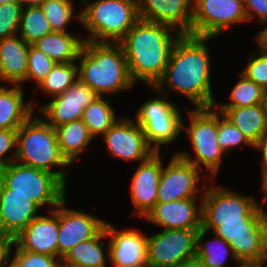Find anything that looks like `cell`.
I'll return each mask as SVG.
<instances>
[{
  "mask_svg": "<svg viewBox=\"0 0 267 267\" xmlns=\"http://www.w3.org/2000/svg\"><path fill=\"white\" fill-rule=\"evenodd\" d=\"M140 20L172 27L180 34H191L193 0H137Z\"/></svg>",
  "mask_w": 267,
  "mask_h": 267,
  "instance_id": "obj_18",
  "label": "cell"
},
{
  "mask_svg": "<svg viewBox=\"0 0 267 267\" xmlns=\"http://www.w3.org/2000/svg\"><path fill=\"white\" fill-rule=\"evenodd\" d=\"M104 239H108L105 228L95 237L73 247L63 260L80 267H106V260H109V241L106 246ZM105 247L107 251L104 250Z\"/></svg>",
  "mask_w": 267,
  "mask_h": 267,
  "instance_id": "obj_27",
  "label": "cell"
},
{
  "mask_svg": "<svg viewBox=\"0 0 267 267\" xmlns=\"http://www.w3.org/2000/svg\"><path fill=\"white\" fill-rule=\"evenodd\" d=\"M84 41L119 43L140 20L137 0H79Z\"/></svg>",
  "mask_w": 267,
  "mask_h": 267,
  "instance_id": "obj_6",
  "label": "cell"
},
{
  "mask_svg": "<svg viewBox=\"0 0 267 267\" xmlns=\"http://www.w3.org/2000/svg\"><path fill=\"white\" fill-rule=\"evenodd\" d=\"M77 79V62L56 63L37 88L51 98L63 94Z\"/></svg>",
  "mask_w": 267,
  "mask_h": 267,
  "instance_id": "obj_30",
  "label": "cell"
},
{
  "mask_svg": "<svg viewBox=\"0 0 267 267\" xmlns=\"http://www.w3.org/2000/svg\"><path fill=\"white\" fill-rule=\"evenodd\" d=\"M34 114L17 129L15 161L48 171L67 186L68 171L65 168L71 165L61 154L55 128Z\"/></svg>",
  "mask_w": 267,
  "mask_h": 267,
  "instance_id": "obj_5",
  "label": "cell"
},
{
  "mask_svg": "<svg viewBox=\"0 0 267 267\" xmlns=\"http://www.w3.org/2000/svg\"><path fill=\"white\" fill-rule=\"evenodd\" d=\"M45 0H18L23 8L41 6Z\"/></svg>",
  "mask_w": 267,
  "mask_h": 267,
  "instance_id": "obj_45",
  "label": "cell"
},
{
  "mask_svg": "<svg viewBox=\"0 0 267 267\" xmlns=\"http://www.w3.org/2000/svg\"><path fill=\"white\" fill-rule=\"evenodd\" d=\"M77 61L78 78L99 96L113 97L135 85L120 43L84 41Z\"/></svg>",
  "mask_w": 267,
  "mask_h": 267,
  "instance_id": "obj_4",
  "label": "cell"
},
{
  "mask_svg": "<svg viewBox=\"0 0 267 267\" xmlns=\"http://www.w3.org/2000/svg\"><path fill=\"white\" fill-rule=\"evenodd\" d=\"M40 211L41 208L28 196L9 194V189L4 186L0 194V232L17 236L41 214Z\"/></svg>",
  "mask_w": 267,
  "mask_h": 267,
  "instance_id": "obj_21",
  "label": "cell"
},
{
  "mask_svg": "<svg viewBox=\"0 0 267 267\" xmlns=\"http://www.w3.org/2000/svg\"><path fill=\"white\" fill-rule=\"evenodd\" d=\"M17 144V130H1L0 129V167H6L15 161ZM15 147V150L13 149ZM13 149V151H12ZM12 154L8 155V152ZM8 155V156H6Z\"/></svg>",
  "mask_w": 267,
  "mask_h": 267,
  "instance_id": "obj_39",
  "label": "cell"
},
{
  "mask_svg": "<svg viewBox=\"0 0 267 267\" xmlns=\"http://www.w3.org/2000/svg\"><path fill=\"white\" fill-rule=\"evenodd\" d=\"M67 197L59 204L58 258L65 255L77 244L95 237L106 221L88 212L66 207Z\"/></svg>",
  "mask_w": 267,
  "mask_h": 267,
  "instance_id": "obj_14",
  "label": "cell"
},
{
  "mask_svg": "<svg viewBox=\"0 0 267 267\" xmlns=\"http://www.w3.org/2000/svg\"><path fill=\"white\" fill-rule=\"evenodd\" d=\"M52 31L40 6L22 8L17 34L28 44H33Z\"/></svg>",
  "mask_w": 267,
  "mask_h": 267,
  "instance_id": "obj_31",
  "label": "cell"
},
{
  "mask_svg": "<svg viewBox=\"0 0 267 267\" xmlns=\"http://www.w3.org/2000/svg\"><path fill=\"white\" fill-rule=\"evenodd\" d=\"M110 98L98 96L83 111L82 121L87 126L90 134L96 138L104 135L120 117L116 113Z\"/></svg>",
  "mask_w": 267,
  "mask_h": 267,
  "instance_id": "obj_29",
  "label": "cell"
},
{
  "mask_svg": "<svg viewBox=\"0 0 267 267\" xmlns=\"http://www.w3.org/2000/svg\"><path fill=\"white\" fill-rule=\"evenodd\" d=\"M74 0H45L41 4L44 15L50 22L52 31L69 32L67 26L71 25L72 20L80 23V13L74 12Z\"/></svg>",
  "mask_w": 267,
  "mask_h": 267,
  "instance_id": "obj_33",
  "label": "cell"
},
{
  "mask_svg": "<svg viewBox=\"0 0 267 267\" xmlns=\"http://www.w3.org/2000/svg\"><path fill=\"white\" fill-rule=\"evenodd\" d=\"M180 35L170 26L139 20L119 42L132 81L154 87L163 77L172 48Z\"/></svg>",
  "mask_w": 267,
  "mask_h": 267,
  "instance_id": "obj_3",
  "label": "cell"
},
{
  "mask_svg": "<svg viewBox=\"0 0 267 267\" xmlns=\"http://www.w3.org/2000/svg\"><path fill=\"white\" fill-rule=\"evenodd\" d=\"M254 146L267 133V116L260 104L246 107H215Z\"/></svg>",
  "mask_w": 267,
  "mask_h": 267,
  "instance_id": "obj_24",
  "label": "cell"
},
{
  "mask_svg": "<svg viewBox=\"0 0 267 267\" xmlns=\"http://www.w3.org/2000/svg\"><path fill=\"white\" fill-rule=\"evenodd\" d=\"M160 152H154L146 160L139 162L134 171L130 186L131 202L135 206V214L144 218L157 204V193L163 160Z\"/></svg>",
  "mask_w": 267,
  "mask_h": 267,
  "instance_id": "obj_17",
  "label": "cell"
},
{
  "mask_svg": "<svg viewBox=\"0 0 267 267\" xmlns=\"http://www.w3.org/2000/svg\"><path fill=\"white\" fill-rule=\"evenodd\" d=\"M261 191L263 198L261 202L265 205L267 203V171L261 176Z\"/></svg>",
  "mask_w": 267,
  "mask_h": 267,
  "instance_id": "obj_44",
  "label": "cell"
},
{
  "mask_svg": "<svg viewBox=\"0 0 267 267\" xmlns=\"http://www.w3.org/2000/svg\"><path fill=\"white\" fill-rule=\"evenodd\" d=\"M142 267H152V266L149 265V264H146V265H144V266H142Z\"/></svg>",
  "mask_w": 267,
  "mask_h": 267,
  "instance_id": "obj_53",
  "label": "cell"
},
{
  "mask_svg": "<svg viewBox=\"0 0 267 267\" xmlns=\"http://www.w3.org/2000/svg\"><path fill=\"white\" fill-rule=\"evenodd\" d=\"M99 95L79 78L63 94L53 96L37 108L51 126L58 127L82 119L84 109Z\"/></svg>",
  "mask_w": 267,
  "mask_h": 267,
  "instance_id": "obj_15",
  "label": "cell"
},
{
  "mask_svg": "<svg viewBox=\"0 0 267 267\" xmlns=\"http://www.w3.org/2000/svg\"><path fill=\"white\" fill-rule=\"evenodd\" d=\"M4 172H5V167H0V194L4 187Z\"/></svg>",
  "mask_w": 267,
  "mask_h": 267,
  "instance_id": "obj_50",
  "label": "cell"
},
{
  "mask_svg": "<svg viewBox=\"0 0 267 267\" xmlns=\"http://www.w3.org/2000/svg\"><path fill=\"white\" fill-rule=\"evenodd\" d=\"M259 51L263 52L267 56V50H259Z\"/></svg>",
  "mask_w": 267,
  "mask_h": 267,
  "instance_id": "obj_52",
  "label": "cell"
},
{
  "mask_svg": "<svg viewBox=\"0 0 267 267\" xmlns=\"http://www.w3.org/2000/svg\"><path fill=\"white\" fill-rule=\"evenodd\" d=\"M201 195L202 228L228 242L238 261L264 262L267 211L263 204L222 185L206 184Z\"/></svg>",
  "mask_w": 267,
  "mask_h": 267,
  "instance_id": "obj_1",
  "label": "cell"
},
{
  "mask_svg": "<svg viewBox=\"0 0 267 267\" xmlns=\"http://www.w3.org/2000/svg\"><path fill=\"white\" fill-rule=\"evenodd\" d=\"M103 140L108 154L115 159L142 162L155 152L148 145L141 126L125 116L103 135Z\"/></svg>",
  "mask_w": 267,
  "mask_h": 267,
  "instance_id": "obj_13",
  "label": "cell"
},
{
  "mask_svg": "<svg viewBox=\"0 0 267 267\" xmlns=\"http://www.w3.org/2000/svg\"><path fill=\"white\" fill-rule=\"evenodd\" d=\"M261 105L267 116V89H264Z\"/></svg>",
  "mask_w": 267,
  "mask_h": 267,
  "instance_id": "obj_47",
  "label": "cell"
},
{
  "mask_svg": "<svg viewBox=\"0 0 267 267\" xmlns=\"http://www.w3.org/2000/svg\"><path fill=\"white\" fill-rule=\"evenodd\" d=\"M266 25L267 19L260 22V25ZM254 41L257 44V50H267V26L259 31L256 36L254 35Z\"/></svg>",
  "mask_w": 267,
  "mask_h": 267,
  "instance_id": "obj_43",
  "label": "cell"
},
{
  "mask_svg": "<svg viewBox=\"0 0 267 267\" xmlns=\"http://www.w3.org/2000/svg\"><path fill=\"white\" fill-rule=\"evenodd\" d=\"M245 22L244 0H193L191 35L217 38Z\"/></svg>",
  "mask_w": 267,
  "mask_h": 267,
  "instance_id": "obj_11",
  "label": "cell"
},
{
  "mask_svg": "<svg viewBox=\"0 0 267 267\" xmlns=\"http://www.w3.org/2000/svg\"><path fill=\"white\" fill-rule=\"evenodd\" d=\"M254 149L262 153L261 176L267 171V133L253 146Z\"/></svg>",
  "mask_w": 267,
  "mask_h": 267,
  "instance_id": "obj_42",
  "label": "cell"
},
{
  "mask_svg": "<svg viewBox=\"0 0 267 267\" xmlns=\"http://www.w3.org/2000/svg\"><path fill=\"white\" fill-rule=\"evenodd\" d=\"M210 233L208 230L200 228L197 233L196 244V260L204 267H228V259L233 258L235 262L238 260L232 250V247L224 239L213 234L214 237L206 241V235Z\"/></svg>",
  "mask_w": 267,
  "mask_h": 267,
  "instance_id": "obj_28",
  "label": "cell"
},
{
  "mask_svg": "<svg viewBox=\"0 0 267 267\" xmlns=\"http://www.w3.org/2000/svg\"><path fill=\"white\" fill-rule=\"evenodd\" d=\"M48 213L40 214L14 237L19 249L58 257L59 205Z\"/></svg>",
  "mask_w": 267,
  "mask_h": 267,
  "instance_id": "obj_20",
  "label": "cell"
},
{
  "mask_svg": "<svg viewBox=\"0 0 267 267\" xmlns=\"http://www.w3.org/2000/svg\"><path fill=\"white\" fill-rule=\"evenodd\" d=\"M211 39L213 37L181 34L172 48L163 77L149 88L157 95L174 91L195 108L214 107L211 55L207 45Z\"/></svg>",
  "mask_w": 267,
  "mask_h": 267,
  "instance_id": "obj_2",
  "label": "cell"
},
{
  "mask_svg": "<svg viewBox=\"0 0 267 267\" xmlns=\"http://www.w3.org/2000/svg\"><path fill=\"white\" fill-rule=\"evenodd\" d=\"M218 144L225 154L242 144L253 148V145L244 134L224 117L220 111H218Z\"/></svg>",
  "mask_w": 267,
  "mask_h": 267,
  "instance_id": "obj_34",
  "label": "cell"
},
{
  "mask_svg": "<svg viewBox=\"0 0 267 267\" xmlns=\"http://www.w3.org/2000/svg\"><path fill=\"white\" fill-rule=\"evenodd\" d=\"M55 131L61 154L70 165L78 161L94 139L82 119L55 127Z\"/></svg>",
  "mask_w": 267,
  "mask_h": 267,
  "instance_id": "obj_26",
  "label": "cell"
},
{
  "mask_svg": "<svg viewBox=\"0 0 267 267\" xmlns=\"http://www.w3.org/2000/svg\"><path fill=\"white\" fill-rule=\"evenodd\" d=\"M264 263H265V267H267V265H266L267 264V258L265 259Z\"/></svg>",
  "mask_w": 267,
  "mask_h": 267,
  "instance_id": "obj_54",
  "label": "cell"
},
{
  "mask_svg": "<svg viewBox=\"0 0 267 267\" xmlns=\"http://www.w3.org/2000/svg\"><path fill=\"white\" fill-rule=\"evenodd\" d=\"M238 82L234 84L229 94V103L215 102L214 107H246L262 102L264 89L239 72Z\"/></svg>",
  "mask_w": 267,
  "mask_h": 267,
  "instance_id": "obj_32",
  "label": "cell"
},
{
  "mask_svg": "<svg viewBox=\"0 0 267 267\" xmlns=\"http://www.w3.org/2000/svg\"><path fill=\"white\" fill-rule=\"evenodd\" d=\"M23 86L0 85V129L17 130L35 111V99L25 102Z\"/></svg>",
  "mask_w": 267,
  "mask_h": 267,
  "instance_id": "obj_23",
  "label": "cell"
},
{
  "mask_svg": "<svg viewBox=\"0 0 267 267\" xmlns=\"http://www.w3.org/2000/svg\"><path fill=\"white\" fill-rule=\"evenodd\" d=\"M188 114L189 126L182 122V134L185 132L188 136L194 157L187 150L175 154L201 171L205 168L211 180L217 177L225 155L218 144V110L215 107H198L190 109Z\"/></svg>",
  "mask_w": 267,
  "mask_h": 267,
  "instance_id": "obj_7",
  "label": "cell"
},
{
  "mask_svg": "<svg viewBox=\"0 0 267 267\" xmlns=\"http://www.w3.org/2000/svg\"><path fill=\"white\" fill-rule=\"evenodd\" d=\"M14 237L0 232V267H10Z\"/></svg>",
  "mask_w": 267,
  "mask_h": 267,
  "instance_id": "obj_41",
  "label": "cell"
},
{
  "mask_svg": "<svg viewBox=\"0 0 267 267\" xmlns=\"http://www.w3.org/2000/svg\"><path fill=\"white\" fill-rule=\"evenodd\" d=\"M160 97L143 102L134 117L143 129L148 145L155 152H160L162 146L172 145L182 134L183 116L180 109L166 99V95Z\"/></svg>",
  "mask_w": 267,
  "mask_h": 267,
  "instance_id": "obj_9",
  "label": "cell"
},
{
  "mask_svg": "<svg viewBox=\"0 0 267 267\" xmlns=\"http://www.w3.org/2000/svg\"><path fill=\"white\" fill-rule=\"evenodd\" d=\"M199 229H161L147 236V264L152 267H179L196 260Z\"/></svg>",
  "mask_w": 267,
  "mask_h": 267,
  "instance_id": "obj_10",
  "label": "cell"
},
{
  "mask_svg": "<svg viewBox=\"0 0 267 267\" xmlns=\"http://www.w3.org/2000/svg\"><path fill=\"white\" fill-rule=\"evenodd\" d=\"M246 65L241 73L263 89H267V56L259 50L253 52Z\"/></svg>",
  "mask_w": 267,
  "mask_h": 267,
  "instance_id": "obj_38",
  "label": "cell"
},
{
  "mask_svg": "<svg viewBox=\"0 0 267 267\" xmlns=\"http://www.w3.org/2000/svg\"><path fill=\"white\" fill-rule=\"evenodd\" d=\"M4 186L9 194L28 196L40 208L52 211L66 197V185L54 174L13 161L5 167Z\"/></svg>",
  "mask_w": 267,
  "mask_h": 267,
  "instance_id": "obj_8",
  "label": "cell"
},
{
  "mask_svg": "<svg viewBox=\"0 0 267 267\" xmlns=\"http://www.w3.org/2000/svg\"><path fill=\"white\" fill-rule=\"evenodd\" d=\"M179 267H204L199 261L193 260Z\"/></svg>",
  "mask_w": 267,
  "mask_h": 267,
  "instance_id": "obj_48",
  "label": "cell"
},
{
  "mask_svg": "<svg viewBox=\"0 0 267 267\" xmlns=\"http://www.w3.org/2000/svg\"><path fill=\"white\" fill-rule=\"evenodd\" d=\"M56 267H80V266H76L74 264L68 263L63 259H59Z\"/></svg>",
  "mask_w": 267,
  "mask_h": 267,
  "instance_id": "obj_49",
  "label": "cell"
},
{
  "mask_svg": "<svg viewBox=\"0 0 267 267\" xmlns=\"http://www.w3.org/2000/svg\"><path fill=\"white\" fill-rule=\"evenodd\" d=\"M11 2H18V0H0V5L6 4V3H11Z\"/></svg>",
  "mask_w": 267,
  "mask_h": 267,
  "instance_id": "obj_51",
  "label": "cell"
},
{
  "mask_svg": "<svg viewBox=\"0 0 267 267\" xmlns=\"http://www.w3.org/2000/svg\"><path fill=\"white\" fill-rule=\"evenodd\" d=\"M83 44L82 36H75L70 32L54 31L33 43L56 63L77 62Z\"/></svg>",
  "mask_w": 267,
  "mask_h": 267,
  "instance_id": "obj_25",
  "label": "cell"
},
{
  "mask_svg": "<svg viewBox=\"0 0 267 267\" xmlns=\"http://www.w3.org/2000/svg\"><path fill=\"white\" fill-rule=\"evenodd\" d=\"M29 46L18 34L0 39V81L24 85L28 72Z\"/></svg>",
  "mask_w": 267,
  "mask_h": 267,
  "instance_id": "obj_22",
  "label": "cell"
},
{
  "mask_svg": "<svg viewBox=\"0 0 267 267\" xmlns=\"http://www.w3.org/2000/svg\"><path fill=\"white\" fill-rule=\"evenodd\" d=\"M112 267H142L147 264V235L138 229H119L105 223Z\"/></svg>",
  "mask_w": 267,
  "mask_h": 267,
  "instance_id": "obj_16",
  "label": "cell"
},
{
  "mask_svg": "<svg viewBox=\"0 0 267 267\" xmlns=\"http://www.w3.org/2000/svg\"><path fill=\"white\" fill-rule=\"evenodd\" d=\"M186 198L167 203H157L144 217L145 221L160 229L202 228V196ZM199 202V206L196 204Z\"/></svg>",
  "mask_w": 267,
  "mask_h": 267,
  "instance_id": "obj_19",
  "label": "cell"
},
{
  "mask_svg": "<svg viewBox=\"0 0 267 267\" xmlns=\"http://www.w3.org/2000/svg\"><path fill=\"white\" fill-rule=\"evenodd\" d=\"M15 252L10 258V267H56L59 258L55 256L42 255L19 249L13 245Z\"/></svg>",
  "mask_w": 267,
  "mask_h": 267,
  "instance_id": "obj_36",
  "label": "cell"
},
{
  "mask_svg": "<svg viewBox=\"0 0 267 267\" xmlns=\"http://www.w3.org/2000/svg\"><path fill=\"white\" fill-rule=\"evenodd\" d=\"M202 172L192 163L185 161L174 153L170 162L167 165L163 164L158 185L157 203L199 198L198 196L204 192L206 184H209L207 181H210L206 175L203 178L201 177ZM200 182L203 183L201 187H199Z\"/></svg>",
  "mask_w": 267,
  "mask_h": 267,
  "instance_id": "obj_12",
  "label": "cell"
},
{
  "mask_svg": "<svg viewBox=\"0 0 267 267\" xmlns=\"http://www.w3.org/2000/svg\"><path fill=\"white\" fill-rule=\"evenodd\" d=\"M22 8L19 2L0 5V39L17 35Z\"/></svg>",
  "mask_w": 267,
  "mask_h": 267,
  "instance_id": "obj_37",
  "label": "cell"
},
{
  "mask_svg": "<svg viewBox=\"0 0 267 267\" xmlns=\"http://www.w3.org/2000/svg\"><path fill=\"white\" fill-rule=\"evenodd\" d=\"M238 267H265L264 262H255V261H238Z\"/></svg>",
  "mask_w": 267,
  "mask_h": 267,
  "instance_id": "obj_46",
  "label": "cell"
},
{
  "mask_svg": "<svg viewBox=\"0 0 267 267\" xmlns=\"http://www.w3.org/2000/svg\"><path fill=\"white\" fill-rule=\"evenodd\" d=\"M244 7L248 22L253 18L259 23L267 19V0H244Z\"/></svg>",
  "mask_w": 267,
  "mask_h": 267,
  "instance_id": "obj_40",
  "label": "cell"
},
{
  "mask_svg": "<svg viewBox=\"0 0 267 267\" xmlns=\"http://www.w3.org/2000/svg\"><path fill=\"white\" fill-rule=\"evenodd\" d=\"M55 64L56 62L50 59L33 44H30L28 53V72L25 83L29 80H33L36 84L35 86L37 87L48 75Z\"/></svg>",
  "mask_w": 267,
  "mask_h": 267,
  "instance_id": "obj_35",
  "label": "cell"
}]
</instances>
